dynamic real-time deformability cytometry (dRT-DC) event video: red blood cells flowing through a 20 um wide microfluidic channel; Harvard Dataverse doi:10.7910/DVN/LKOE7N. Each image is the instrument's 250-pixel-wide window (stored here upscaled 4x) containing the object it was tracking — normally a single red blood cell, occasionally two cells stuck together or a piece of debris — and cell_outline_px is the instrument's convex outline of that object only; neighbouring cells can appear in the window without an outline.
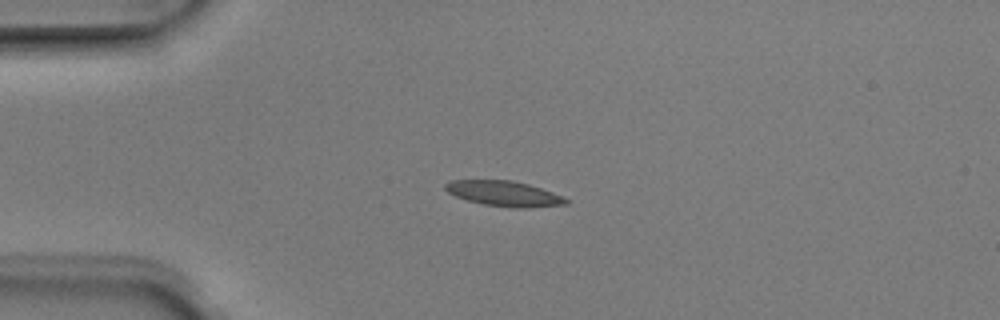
{"species": "Egyptian fruit bat (a non-hibernating species)", "species_latin": "Rousettus aegyptiacus", "temperature_condition": "room temperature", "stored_images_in_passage": 3, "camera_frame_rate_fps": 3000, "um_per_image_px": 0.085, "animal": {"sex": "male"}, "frame": {"image": 1, "passage_image": 1, "time_ms": 0.0, "image_size_px": [1000, 320], "cell_outline_px": [[568, 204], [528, 208], [512, 208], [484, 204], [468, 200], [456, 196], [448, 192], [444, 188], [444, 184], [452, 180], [512, 180], [528, 184], [564, 196], [568, 200]], "centroid_in_image_um": [42.87, 16.46], "position_along_channel_um": 42.1, "area_um2": 17.74}}
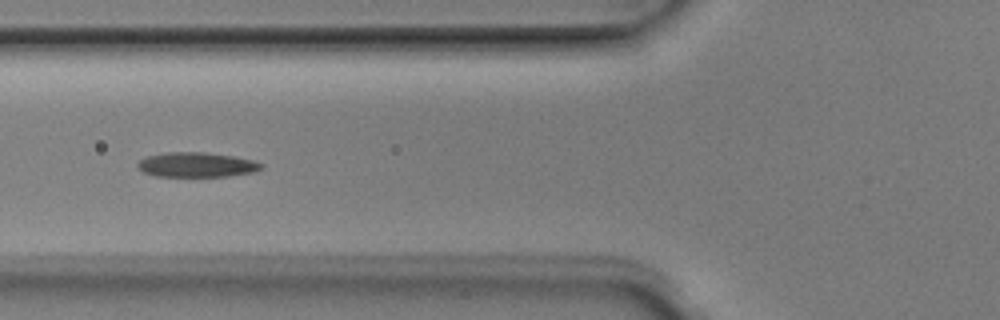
{"frame": {"image": 2, "passage_image": 3, "time_ms": 0.667, "image_size_px": [1000, 320], "cell_outline_px": [[264, 168], [256, 172], [228, 176], [156, 176], [144, 172], [136, 168], [136, 164], [140, 160], [148, 156], [168, 152], [204, 152], [236, 156], [252, 160], [264, 164]], "centroid_in_image_um": [16.75, 14.0], "position_along_channel_um": 109.0, "area_um2": 17.98}}